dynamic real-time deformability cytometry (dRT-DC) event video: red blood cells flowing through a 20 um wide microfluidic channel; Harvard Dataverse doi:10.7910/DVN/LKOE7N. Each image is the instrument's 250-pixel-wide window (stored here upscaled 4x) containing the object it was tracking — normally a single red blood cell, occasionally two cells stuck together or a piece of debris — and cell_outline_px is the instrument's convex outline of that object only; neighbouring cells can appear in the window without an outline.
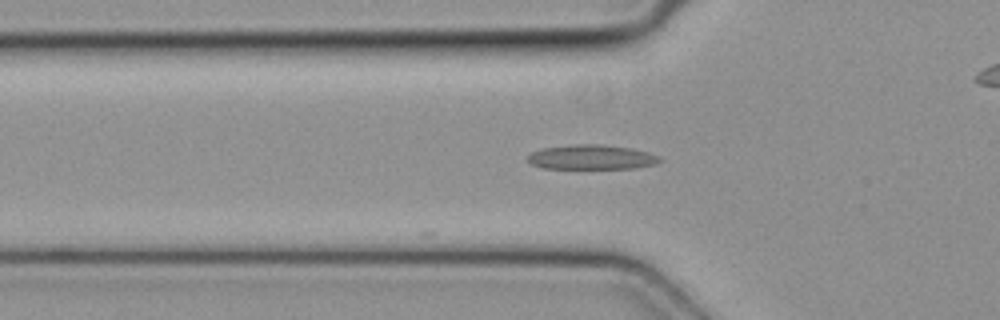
{"species": "common noctule bat (a hibernating species)", "species_latin": "Nyctalus noctula", "temperature_condition": "cold", "stored_images_in_passage": 8, "camera_frame_rate_fps": 3000, "um_per_image_px": 0.085, "animal": {"sex": "female", "body_mass_g": 19.3, "forearm_length_mm": 54.1}, "frame": {"image": 1, "passage_image": 2, "time_ms": 0.333, "image_size_px": [1000, 320], "cell_outline_px": [[664, 160], [656, 164], [636, 168], [544, 168], [532, 164], [528, 160], [528, 156], [532, 152], [540, 148], [576, 144], [596, 144], [632, 148], [648, 152]], "centroid_in_image_um": [50.29, 13.35], "position_along_channel_um": 75.5, "area_um2": 18.84}}
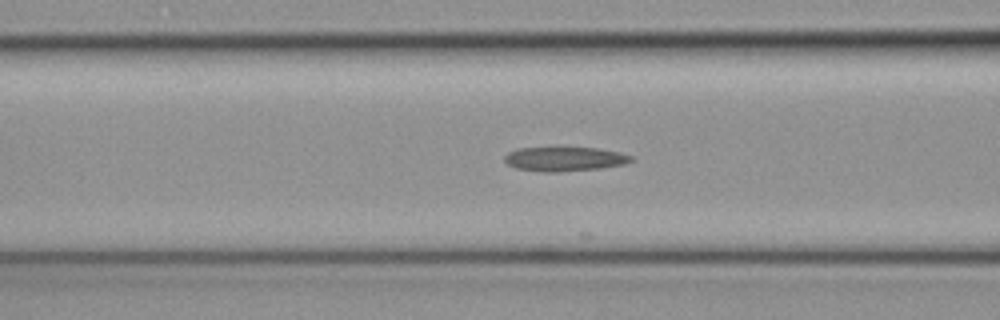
{"frame": {"image": 2, "passage_image": 5, "time_ms": 1.333, "image_size_px": [1000, 320], "cell_outline_px": [[632, 160], [624, 164], [600, 168], [556, 172], [544, 172], [516, 168], [508, 164], [504, 160], [504, 156], [508, 152], [520, 148], [596, 148], [620, 152], [632, 156]], "centroid_in_image_um": [47.97, 13.51], "position_along_channel_um": 118.6, "area_um2": 17.69}}